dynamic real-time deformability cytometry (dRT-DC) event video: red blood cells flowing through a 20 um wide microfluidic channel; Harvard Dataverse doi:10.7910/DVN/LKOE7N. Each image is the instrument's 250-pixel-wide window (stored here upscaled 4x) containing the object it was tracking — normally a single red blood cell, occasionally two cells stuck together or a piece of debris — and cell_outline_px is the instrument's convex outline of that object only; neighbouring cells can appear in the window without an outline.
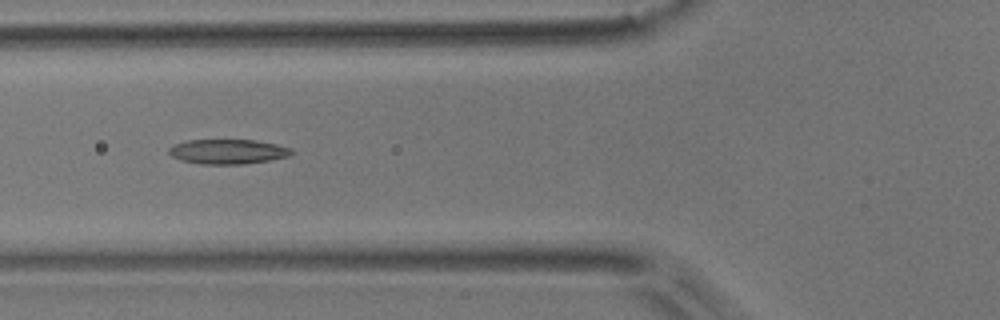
{"species": "common noctule bat (a hibernating species)", "species_latin": "Nyctalus noctula", "temperature_condition": "room temperature", "stored_images_in_passage": 7, "camera_frame_rate_fps": 3000, "um_per_image_px": 0.085, "animal": {"sex": "male", "body_mass_g": 17.9}, "frame": {"image": 1, "passage_image": 5, "time_ms": 1.333, "image_size_px": [1000, 320], "cell_outline_px": [[296, 152], [288, 156], [268, 160], [244, 164], [200, 164], [180, 160], [172, 156], [168, 152], [168, 148], [176, 144], [188, 140], [256, 140], [276, 144], [292, 148]], "centroid_in_image_um": [19.38, 12.88], "position_along_channel_um": 106.4, "area_um2": 17.69}}
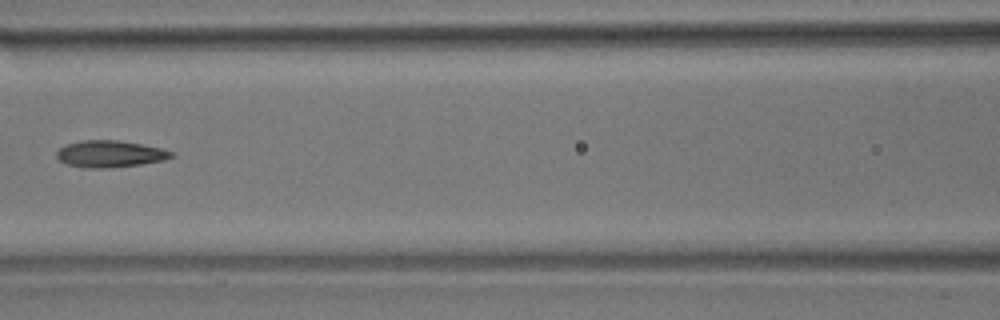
{"frame": {"image": 2, "passage_image": 6, "time_ms": 1.667, "image_size_px": [1000, 320], "cell_outline_px": [[172, 156], [164, 160], [140, 164], [108, 168], [84, 168], [68, 164], [60, 160], [56, 156], [56, 152], [64, 144], [84, 140], [116, 140], [140, 144], [160, 148], [172, 152]], "centroid_in_image_um": [9.29, 13.08], "position_along_channel_um": 157.3, "area_um2": 17.69}}
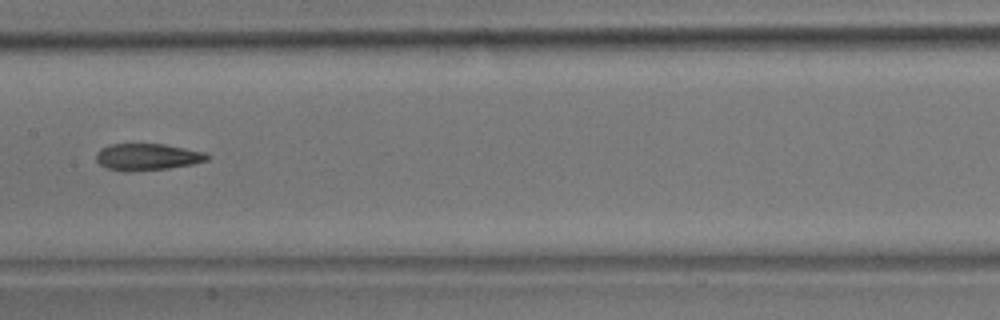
{"frame": {"image": 3, "passage_image": 7, "time_ms": 2.0, "image_size_px": [1000, 320], "cell_outline_px": [[208, 160], [192, 164], [168, 168], [132, 172], [120, 172], [104, 168], [96, 160], [96, 152], [100, 148], [112, 144], [164, 144], [204, 152], [208, 156]], "centroid_in_image_um": [12.45, 13.35], "position_along_channel_um": 195.0, "area_um2": 17.46}}